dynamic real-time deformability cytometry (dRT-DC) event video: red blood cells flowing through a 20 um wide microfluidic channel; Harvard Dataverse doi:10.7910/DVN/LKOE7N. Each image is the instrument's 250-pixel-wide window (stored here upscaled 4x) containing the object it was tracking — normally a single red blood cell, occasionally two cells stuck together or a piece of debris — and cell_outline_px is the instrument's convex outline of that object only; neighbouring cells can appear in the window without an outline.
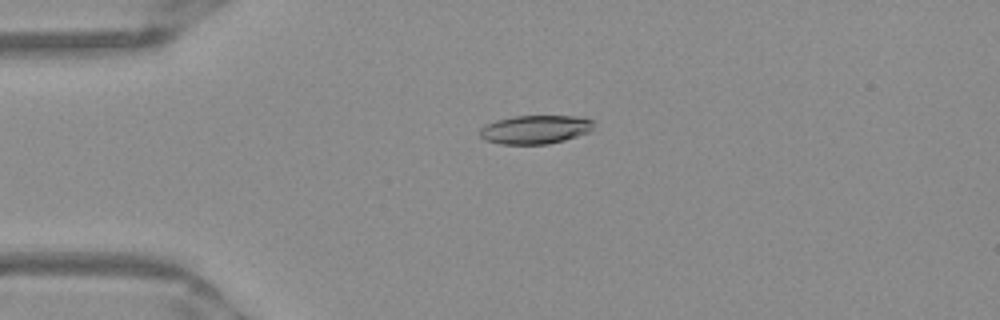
{"species": "Egyptian fruit bat (a non-hibernating species)", "species_latin": "Rousettus aegyptiacus", "temperature_condition": "warm", "stored_images_in_passage": 40, "camera_frame_rate_fps": 3000, "um_per_image_px": 0.085, "frame": {"image": 1, "passage_image": 1, "time_ms": 0.0, "image_size_px": [1000, 320], "cell_outline_px": [[592, 128], [588, 132], [564, 140], [548, 144], [500, 144], [484, 140], [480, 136], [480, 128], [484, 124], [496, 120], [516, 116], [576, 116], [592, 120]], "centroid_in_image_um": [45.44, 11.01], "position_along_channel_um": 39.6, "area_um2": 18.9}}
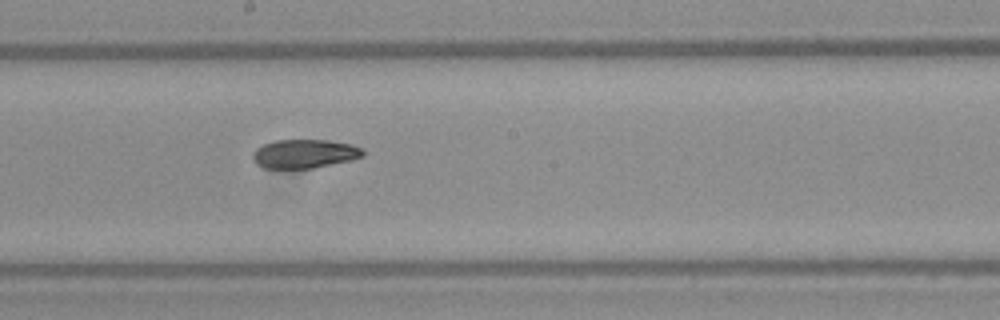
{"frame": {"image": 2, "passage_image": 17, "time_ms": 5.333, "image_size_px": [1000, 320], "cell_outline_px": [[364, 156], [352, 160], [312, 168], [264, 168], [256, 164], [252, 160], [252, 152], [256, 148], [264, 144], [276, 140], [328, 140], [352, 144], [360, 148], [364, 152]], "centroid_in_image_um": [25.86, 13.07], "position_along_channel_um": 222.3, "area_um2": 18.55}}
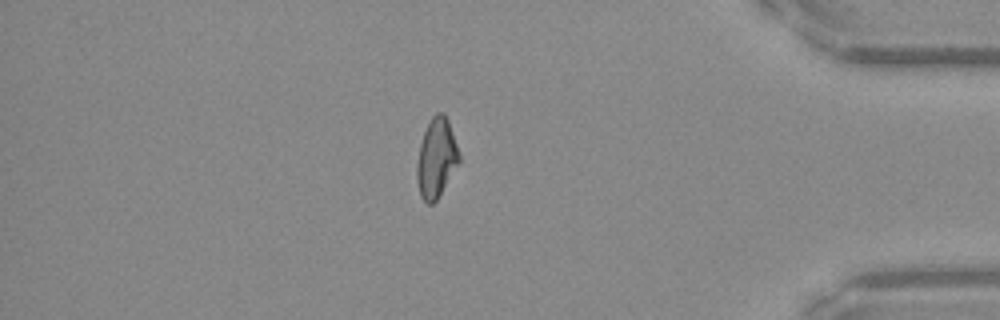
{"frame": {"image": 3, "passage_image": 33, "time_ms": 10.667, "image_size_px": [1000, 320], "cell_outline_px": [[460, 160], [436, 200], [432, 204], [428, 204], [420, 196], [416, 176], [416, 164], [420, 144], [424, 132], [432, 116], [436, 112], [444, 112], [448, 120], [460, 156]], "centroid_in_image_um": [37.07, 13.42], "position_along_channel_um": 398.1, "area_um2": 19.19}, "authors_computed_cell_mechanics": {"area_um2": 19.7098, "velocity_mm_per_s": 3.9592, "shape_relaxation_time_tau1_ms": 7.3695, "shape_relaxation_time_tau2_ms": 4.7128, "deformation_change_tau1": 0.2143, "deformation_change_tau2": 0.1067}}